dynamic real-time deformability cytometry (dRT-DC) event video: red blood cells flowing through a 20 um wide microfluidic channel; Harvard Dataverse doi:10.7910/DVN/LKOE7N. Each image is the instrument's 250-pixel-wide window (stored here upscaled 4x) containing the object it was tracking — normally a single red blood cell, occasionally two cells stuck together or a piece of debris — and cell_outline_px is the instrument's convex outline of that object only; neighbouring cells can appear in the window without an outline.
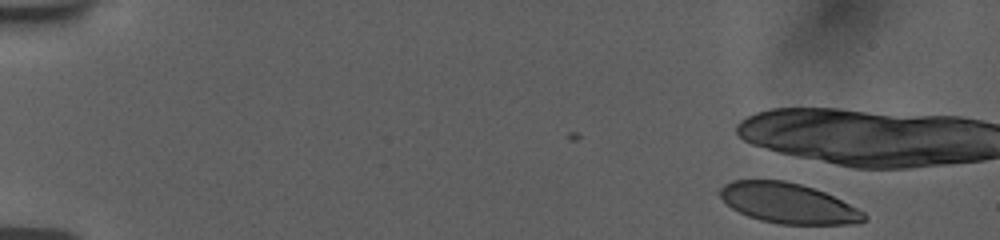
{"species": "human", "species_latin": "Homo sapiens", "temperature_condition": "room temperature", "stored_images_in_passage": 6, "camera_frame_rate_fps": 3000, "um_per_image_px": 0.085, "donor": {"sex": "female"}, "frame": {"image": 1, "passage_image": 1, "time_ms": 0.0, "image_size_px": [1000, 240], "cell_outline_px": [[868, 216], [864, 220], [856, 224], [780, 224], [760, 220], [748, 216], [732, 208], [716, 192], [724, 184], [732, 180], [784, 180], [800, 184], [824, 192], [864, 212]], "centroid_in_image_um": [66.96, 17.27], "position_along_channel_um": 18.0, "area_um2": 33.52}}